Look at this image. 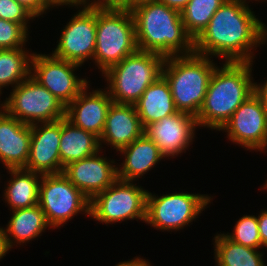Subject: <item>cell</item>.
<instances>
[{"label": "cell", "instance_id": "obj_16", "mask_svg": "<svg viewBox=\"0 0 267 266\" xmlns=\"http://www.w3.org/2000/svg\"><path fill=\"white\" fill-rule=\"evenodd\" d=\"M40 124L31 125L30 154L24 169L42 175L61 173V119Z\"/></svg>", "mask_w": 267, "mask_h": 266}, {"label": "cell", "instance_id": "obj_24", "mask_svg": "<svg viewBox=\"0 0 267 266\" xmlns=\"http://www.w3.org/2000/svg\"><path fill=\"white\" fill-rule=\"evenodd\" d=\"M7 170L12 178L5 187L4 200L10 205V210L38 205L42 174L24 168Z\"/></svg>", "mask_w": 267, "mask_h": 266}, {"label": "cell", "instance_id": "obj_36", "mask_svg": "<svg viewBox=\"0 0 267 266\" xmlns=\"http://www.w3.org/2000/svg\"><path fill=\"white\" fill-rule=\"evenodd\" d=\"M169 6L170 8L181 10L187 5L190 0H156Z\"/></svg>", "mask_w": 267, "mask_h": 266}, {"label": "cell", "instance_id": "obj_5", "mask_svg": "<svg viewBox=\"0 0 267 266\" xmlns=\"http://www.w3.org/2000/svg\"><path fill=\"white\" fill-rule=\"evenodd\" d=\"M165 57L137 50L104 74L110 97L117 104H135L161 75Z\"/></svg>", "mask_w": 267, "mask_h": 266}, {"label": "cell", "instance_id": "obj_28", "mask_svg": "<svg viewBox=\"0 0 267 266\" xmlns=\"http://www.w3.org/2000/svg\"><path fill=\"white\" fill-rule=\"evenodd\" d=\"M224 235L234 243L250 247L253 249H262L260 233L258 230V217L254 215L242 216L235 224L231 233Z\"/></svg>", "mask_w": 267, "mask_h": 266}, {"label": "cell", "instance_id": "obj_25", "mask_svg": "<svg viewBox=\"0 0 267 266\" xmlns=\"http://www.w3.org/2000/svg\"><path fill=\"white\" fill-rule=\"evenodd\" d=\"M213 240L217 266H266L262 252L257 249L234 243L224 233L216 235Z\"/></svg>", "mask_w": 267, "mask_h": 266}, {"label": "cell", "instance_id": "obj_9", "mask_svg": "<svg viewBox=\"0 0 267 266\" xmlns=\"http://www.w3.org/2000/svg\"><path fill=\"white\" fill-rule=\"evenodd\" d=\"M211 199L205 194L188 192H175L156 197L148 191L145 222L161 231L183 229L206 209Z\"/></svg>", "mask_w": 267, "mask_h": 266}, {"label": "cell", "instance_id": "obj_3", "mask_svg": "<svg viewBox=\"0 0 267 266\" xmlns=\"http://www.w3.org/2000/svg\"><path fill=\"white\" fill-rule=\"evenodd\" d=\"M252 62H226L215 67L198 113L197 124L219 130L235 110L254 93Z\"/></svg>", "mask_w": 267, "mask_h": 266}, {"label": "cell", "instance_id": "obj_40", "mask_svg": "<svg viewBox=\"0 0 267 266\" xmlns=\"http://www.w3.org/2000/svg\"><path fill=\"white\" fill-rule=\"evenodd\" d=\"M266 182V184L264 185V186H262L261 188L263 189H267V181H265Z\"/></svg>", "mask_w": 267, "mask_h": 266}, {"label": "cell", "instance_id": "obj_21", "mask_svg": "<svg viewBox=\"0 0 267 266\" xmlns=\"http://www.w3.org/2000/svg\"><path fill=\"white\" fill-rule=\"evenodd\" d=\"M101 151L100 138L95 134L61 119L60 160L61 173L65 166Z\"/></svg>", "mask_w": 267, "mask_h": 266}, {"label": "cell", "instance_id": "obj_4", "mask_svg": "<svg viewBox=\"0 0 267 266\" xmlns=\"http://www.w3.org/2000/svg\"><path fill=\"white\" fill-rule=\"evenodd\" d=\"M215 65L208 56L196 53L165 58L162 76L169 84L177 111L198 116Z\"/></svg>", "mask_w": 267, "mask_h": 266}, {"label": "cell", "instance_id": "obj_32", "mask_svg": "<svg viewBox=\"0 0 267 266\" xmlns=\"http://www.w3.org/2000/svg\"><path fill=\"white\" fill-rule=\"evenodd\" d=\"M19 4L28 9L35 17L41 16L51 8L47 0H16ZM50 7V8H49Z\"/></svg>", "mask_w": 267, "mask_h": 266}, {"label": "cell", "instance_id": "obj_35", "mask_svg": "<svg viewBox=\"0 0 267 266\" xmlns=\"http://www.w3.org/2000/svg\"><path fill=\"white\" fill-rule=\"evenodd\" d=\"M264 84H258L257 82L254 85V92L259 96L262 103L265 105L267 109V80H265Z\"/></svg>", "mask_w": 267, "mask_h": 266}, {"label": "cell", "instance_id": "obj_38", "mask_svg": "<svg viewBox=\"0 0 267 266\" xmlns=\"http://www.w3.org/2000/svg\"><path fill=\"white\" fill-rule=\"evenodd\" d=\"M9 249L5 240V228L0 227V259H2L6 253H8Z\"/></svg>", "mask_w": 267, "mask_h": 266}, {"label": "cell", "instance_id": "obj_26", "mask_svg": "<svg viewBox=\"0 0 267 266\" xmlns=\"http://www.w3.org/2000/svg\"><path fill=\"white\" fill-rule=\"evenodd\" d=\"M33 54L25 48L0 49V94L3 87L15 88L31 75Z\"/></svg>", "mask_w": 267, "mask_h": 266}, {"label": "cell", "instance_id": "obj_10", "mask_svg": "<svg viewBox=\"0 0 267 266\" xmlns=\"http://www.w3.org/2000/svg\"><path fill=\"white\" fill-rule=\"evenodd\" d=\"M38 205L54 229L79 212L89 215L90 200L63 174H45L39 186Z\"/></svg>", "mask_w": 267, "mask_h": 266}, {"label": "cell", "instance_id": "obj_2", "mask_svg": "<svg viewBox=\"0 0 267 266\" xmlns=\"http://www.w3.org/2000/svg\"><path fill=\"white\" fill-rule=\"evenodd\" d=\"M130 11L138 50L165 58L194 53V40L185 29L180 11L156 0L138 1Z\"/></svg>", "mask_w": 267, "mask_h": 266}, {"label": "cell", "instance_id": "obj_14", "mask_svg": "<svg viewBox=\"0 0 267 266\" xmlns=\"http://www.w3.org/2000/svg\"><path fill=\"white\" fill-rule=\"evenodd\" d=\"M197 126L196 117L178 111L145 126L144 134L155 142L164 157H175L188 149Z\"/></svg>", "mask_w": 267, "mask_h": 266}, {"label": "cell", "instance_id": "obj_18", "mask_svg": "<svg viewBox=\"0 0 267 266\" xmlns=\"http://www.w3.org/2000/svg\"><path fill=\"white\" fill-rule=\"evenodd\" d=\"M0 109V161L7 169L25 168L30 154L31 125Z\"/></svg>", "mask_w": 267, "mask_h": 266}, {"label": "cell", "instance_id": "obj_19", "mask_svg": "<svg viewBox=\"0 0 267 266\" xmlns=\"http://www.w3.org/2000/svg\"><path fill=\"white\" fill-rule=\"evenodd\" d=\"M144 134V127L134 104L112 103L100 137V145L108 143L120 151Z\"/></svg>", "mask_w": 267, "mask_h": 266}, {"label": "cell", "instance_id": "obj_20", "mask_svg": "<svg viewBox=\"0 0 267 266\" xmlns=\"http://www.w3.org/2000/svg\"><path fill=\"white\" fill-rule=\"evenodd\" d=\"M120 153L125 158L122 167H117V177L123 181L133 182L165 158L155 142L145 134L122 148Z\"/></svg>", "mask_w": 267, "mask_h": 266}, {"label": "cell", "instance_id": "obj_37", "mask_svg": "<svg viewBox=\"0 0 267 266\" xmlns=\"http://www.w3.org/2000/svg\"><path fill=\"white\" fill-rule=\"evenodd\" d=\"M116 266H150V263L145 259L135 257L133 260L119 262Z\"/></svg>", "mask_w": 267, "mask_h": 266}, {"label": "cell", "instance_id": "obj_33", "mask_svg": "<svg viewBox=\"0 0 267 266\" xmlns=\"http://www.w3.org/2000/svg\"><path fill=\"white\" fill-rule=\"evenodd\" d=\"M258 230L262 246L267 248V210H262L258 215Z\"/></svg>", "mask_w": 267, "mask_h": 266}, {"label": "cell", "instance_id": "obj_39", "mask_svg": "<svg viewBox=\"0 0 267 266\" xmlns=\"http://www.w3.org/2000/svg\"><path fill=\"white\" fill-rule=\"evenodd\" d=\"M229 1H236V2H241V3H245L247 4V0H229ZM255 1H258V0H255ZM262 1V0H261Z\"/></svg>", "mask_w": 267, "mask_h": 266}, {"label": "cell", "instance_id": "obj_8", "mask_svg": "<svg viewBox=\"0 0 267 266\" xmlns=\"http://www.w3.org/2000/svg\"><path fill=\"white\" fill-rule=\"evenodd\" d=\"M147 192L132 181L117 179L90 200L89 216L105 224L130 219L145 222Z\"/></svg>", "mask_w": 267, "mask_h": 266}, {"label": "cell", "instance_id": "obj_12", "mask_svg": "<svg viewBox=\"0 0 267 266\" xmlns=\"http://www.w3.org/2000/svg\"><path fill=\"white\" fill-rule=\"evenodd\" d=\"M220 130L247 150L267 149V109L259 96L254 92L248 97Z\"/></svg>", "mask_w": 267, "mask_h": 266}, {"label": "cell", "instance_id": "obj_34", "mask_svg": "<svg viewBox=\"0 0 267 266\" xmlns=\"http://www.w3.org/2000/svg\"><path fill=\"white\" fill-rule=\"evenodd\" d=\"M90 0H47V2L49 3V5L51 7H56V6H62V5H70L71 7L75 6H89V2Z\"/></svg>", "mask_w": 267, "mask_h": 266}, {"label": "cell", "instance_id": "obj_27", "mask_svg": "<svg viewBox=\"0 0 267 266\" xmlns=\"http://www.w3.org/2000/svg\"><path fill=\"white\" fill-rule=\"evenodd\" d=\"M226 0H190L181 10L187 33L195 40L207 27L210 19Z\"/></svg>", "mask_w": 267, "mask_h": 266}, {"label": "cell", "instance_id": "obj_29", "mask_svg": "<svg viewBox=\"0 0 267 266\" xmlns=\"http://www.w3.org/2000/svg\"><path fill=\"white\" fill-rule=\"evenodd\" d=\"M27 33L22 25L0 18V49L23 48L28 41Z\"/></svg>", "mask_w": 267, "mask_h": 266}, {"label": "cell", "instance_id": "obj_15", "mask_svg": "<svg viewBox=\"0 0 267 266\" xmlns=\"http://www.w3.org/2000/svg\"><path fill=\"white\" fill-rule=\"evenodd\" d=\"M98 155L69 163L62 172L89 200L118 179L115 161Z\"/></svg>", "mask_w": 267, "mask_h": 266}, {"label": "cell", "instance_id": "obj_6", "mask_svg": "<svg viewBox=\"0 0 267 266\" xmlns=\"http://www.w3.org/2000/svg\"><path fill=\"white\" fill-rule=\"evenodd\" d=\"M138 50L135 24L130 10L96 9L94 63L105 73Z\"/></svg>", "mask_w": 267, "mask_h": 266}, {"label": "cell", "instance_id": "obj_1", "mask_svg": "<svg viewBox=\"0 0 267 266\" xmlns=\"http://www.w3.org/2000/svg\"><path fill=\"white\" fill-rule=\"evenodd\" d=\"M248 4L226 0L194 40V53L226 62H253L251 51L267 42V27Z\"/></svg>", "mask_w": 267, "mask_h": 266}, {"label": "cell", "instance_id": "obj_7", "mask_svg": "<svg viewBox=\"0 0 267 266\" xmlns=\"http://www.w3.org/2000/svg\"><path fill=\"white\" fill-rule=\"evenodd\" d=\"M0 104L9 115L28 125L65 118L66 106L31 75Z\"/></svg>", "mask_w": 267, "mask_h": 266}, {"label": "cell", "instance_id": "obj_23", "mask_svg": "<svg viewBox=\"0 0 267 266\" xmlns=\"http://www.w3.org/2000/svg\"><path fill=\"white\" fill-rule=\"evenodd\" d=\"M12 211L13 214L5 229V240L9 250L15 243L21 245L29 242L41 236L47 227L51 228L39 205Z\"/></svg>", "mask_w": 267, "mask_h": 266}, {"label": "cell", "instance_id": "obj_30", "mask_svg": "<svg viewBox=\"0 0 267 266\" xmlns=\"http://www.w3.org/2000/svg\"><path fill=\"white\" fill-rule=\"evenodd\" d=\"M0 18L18 23L28 31V21L35 16L16 0H0Z\"/></svg>", "mask_w": 267, "mask_h": 266}, {"label": "cell", "instance_id": "obj_22", "mask_svg": "<svg viewBox=\"0 0 267 266\" xmlns=\"http://www.w3.org/2000/svg\"><path fill=\"white\" fill-rule=\"evenodd\" d=\"M134 105L143 127L178 112L169 84L162 75L148 86Z\"/></svg>", "mask_w": 267, "mask_h": 266}, {"label": "cell", "instance_id": "obj_31", "mask_svg": "<svg viewBox=\"0 0 267 266\" xmlns=\"http://www.w3.org/2000/svg\"><path fill=\"white\" fill-rule=\"evenodd\" d=\"M89 6L100 10H131L137 0H91Z\"/></svg>", "mask_w": 267, "mask_h": 266}, {"label": "cell", "instance_id": "obj_17", "mask_svg": "<svg viewBox=\"0 0 267 266\" xmlns=\"http://www.w3.org/2000/svg\"><path fill=\"white\" fill-rule=\"evenodd\" d=\"M89 85L66 106L65 118L73 125L100 138L113 100L107 90L97 89L87 92Z\"/></svg>", "mask_w": 267, "mask_h": 266}, {"label": "cell", "instance_id": "obj_11", "mask_svg": "<svg viewBox=\"0 0 267 266\" xmlns=\"http://www.w3.org/2000/svg\"><path fill=\"white\" fill-rule=\"evenodd\" d=\"M31 76L48 89L65 106L71 103L88 85L89 81L74 73L81 65L55 56L34 53ZM33 71V72H32Z\"/></svg>", "mask_w": 267, "mask_h": 266}, {"label": "cell", "instance_id": "obj_13", "mask_svg": "<svg viewBox=\"0 0 267 266\" xmlns=\"http://www.w3.org/2000/svg\"><path fill=\"white\" fill-rule=\"evenodd\" d=\"M82 8V10H81ZM61 32L52 55L82 66L93 60L96 45V9L81 7Z\"/></svg>", "mask_w": 267, "mask_h": 266}]
</instances>
